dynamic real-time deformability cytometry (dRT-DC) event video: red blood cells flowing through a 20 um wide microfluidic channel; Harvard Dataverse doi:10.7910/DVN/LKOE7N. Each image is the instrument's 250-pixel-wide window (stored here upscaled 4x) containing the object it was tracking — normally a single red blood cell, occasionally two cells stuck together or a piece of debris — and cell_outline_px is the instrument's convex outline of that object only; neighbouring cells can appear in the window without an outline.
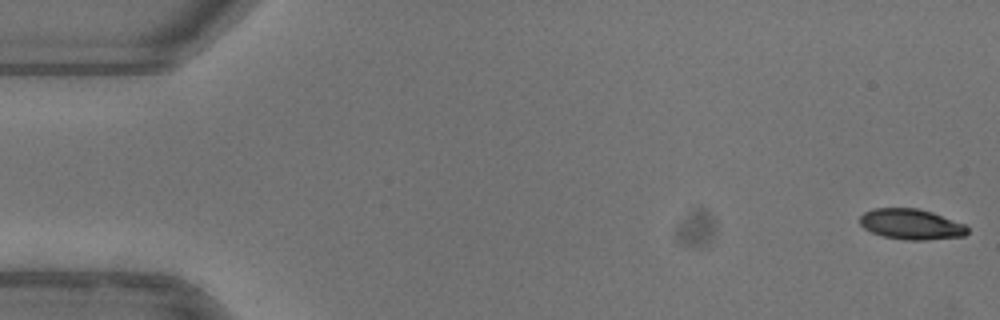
{"species": "common noctule bat (a hibernating species)", "species_latin": "Nyctalus noctula", "temperature_condition": "warm", "stored_images_in_passage": 52, "camera_frame_rate_fps": 3000, "um_per_image_px": 0.085, "animal": {"sex": "female"}, "frame": {"image": 1, "passage_image": 1, "time_ms": 0.0, "image_size_px": [1000, 320], "cell_outline_px": [[968, 232], [964, 236], [924, 240], [904, 240], [884, 236], [872, 232], [864, 228], [860, 224], [860, 216], [864, 212], [872, 208], [916, 208], [932, 212], [964, 224], [968, 228]], "centroid_in_image_um": [77.43, 19.06], "position_along_channel_um": 7.6, "area_um2": 19.07}}
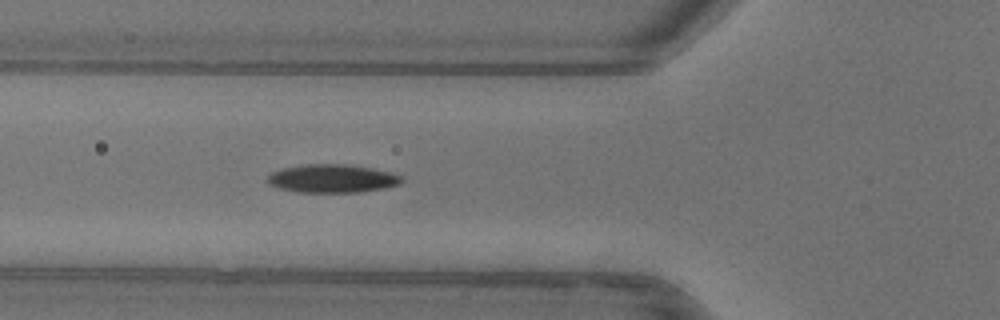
{"frame": {"image": 2, "passage_image": 19, "time_ms": 6.0, "image_size_px": [1000, 320], "cell_outline_px": [[404, 180], [400, 184], [384, 188], [360, 192], [296, 192], [276, 188], [268, 184], [268, 176], [272, 172], [280, 168], [304, 164], [348, 164], [372, 168], [392, 172], [404, 176]], "centroid_in_image_um": [28.25, 15.17], "position_along_channel_um": 97.6, "area_um2": 22.48}}
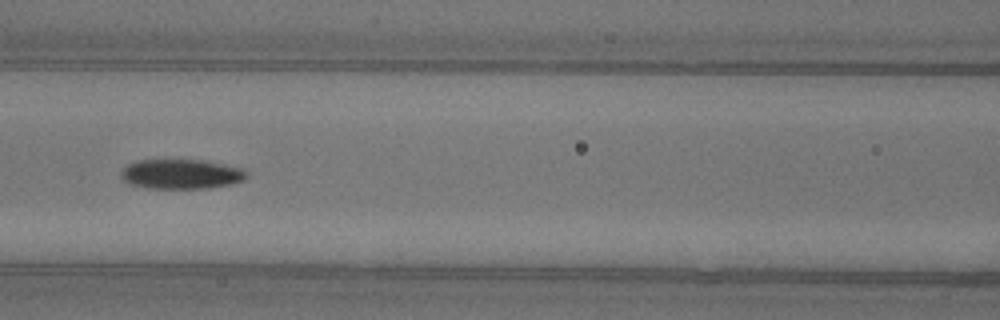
{"frame": {"image": 3, "passage_image": 23, "time_ms": 7.333, "image_size_px": [1000, 320], "cell_outline_px": [[248, 176], [244, 180], [228, 184], [208, 188], [144, 188], [128, 184], [120, 176], [120, 172], [128, 164], [136, 160], [204, 160], [244, 168], [248, 172]], "centroid_in_image_um": [15.39, 14.79], "position_along_channel_um": 151.2, "area_um2": 21.91}, "authors_computed_cell_mechanics": {"area_um2": 21.2415, "velocity_mm_per_s": 3.9818, "shape_relaxation_time_tau1_ms": 3.9576, "shape_relaxation_time_tau2_ms": 8.7799, "deformation_change_tau1": 0.1512, "deformation_change_tau2": 0.1199}}